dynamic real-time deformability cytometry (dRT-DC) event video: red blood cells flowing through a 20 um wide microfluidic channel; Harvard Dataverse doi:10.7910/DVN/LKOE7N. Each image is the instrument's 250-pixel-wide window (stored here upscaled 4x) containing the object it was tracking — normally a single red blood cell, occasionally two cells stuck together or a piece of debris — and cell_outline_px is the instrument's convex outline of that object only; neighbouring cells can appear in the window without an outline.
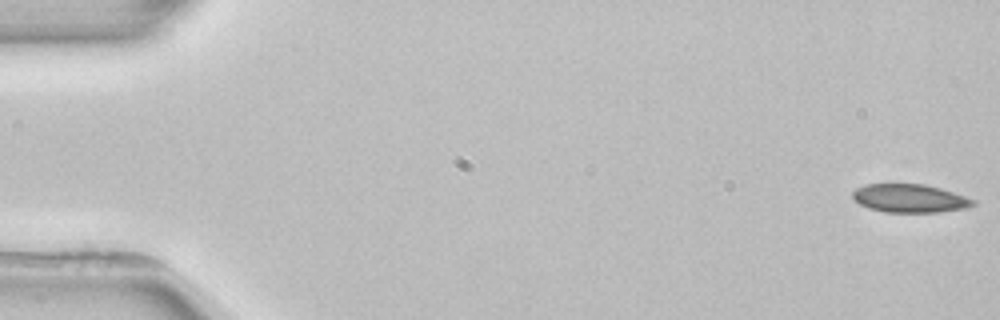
{"species": "common noctule bat (a hibernating species)", "species_latin": "Nyctalus noctula", "temperature_condition": "room temperature", "stored_images_in_passage": 5, "camera_frame_rate_fps": 3000, "um_per_image_px": 0.085, "animal": {"sex": "female", "body_mass_g": 22.7, "forearm_length_mm": 54.2}, "frame": {"image": 1, "passage_image": 1, "time_ms": 0.0, "image_size_px": [1000, 320], "cell_outline_px": [[976, 204], [968, 208], [940, 212], [884, 212], [868, 208], [860, 204], [852, 196], [852, 192], [856, 188], [864, 184], [924, 184], [940, 188], [976, 200]], "centroid_in_image_um": [77.34, 16.86], "position_along_channel_um": 7.7, "area_um2": 19.94}}
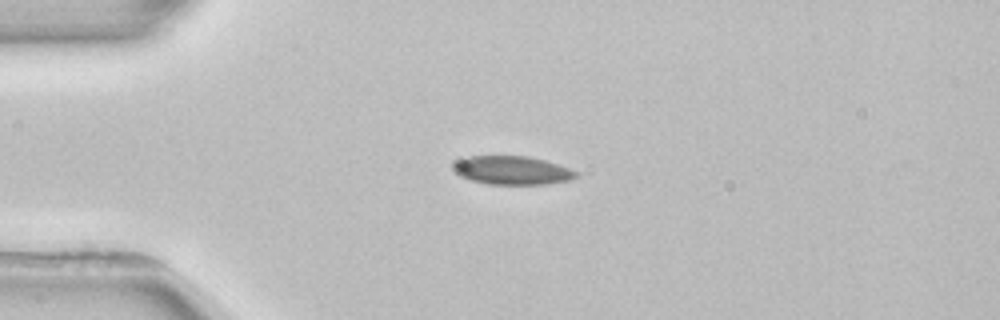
{"frame": {"image": 2, "passage_image": 4, "time_ms": 4.0, "image_size_px": [1000, 320], "cell_outline_px": [[580, 176], [572, 180], [544, 184], [488, 184], [472, 180], [460, 176], [452, 168], [452, 164], [456, 160], [468, 156], [528, 156], [544, 160], [580, 172]], "centroid_in_image_um": [43.54, 14.47], "position_along_channel_um": 41.5, "area_um2": 20.52}}